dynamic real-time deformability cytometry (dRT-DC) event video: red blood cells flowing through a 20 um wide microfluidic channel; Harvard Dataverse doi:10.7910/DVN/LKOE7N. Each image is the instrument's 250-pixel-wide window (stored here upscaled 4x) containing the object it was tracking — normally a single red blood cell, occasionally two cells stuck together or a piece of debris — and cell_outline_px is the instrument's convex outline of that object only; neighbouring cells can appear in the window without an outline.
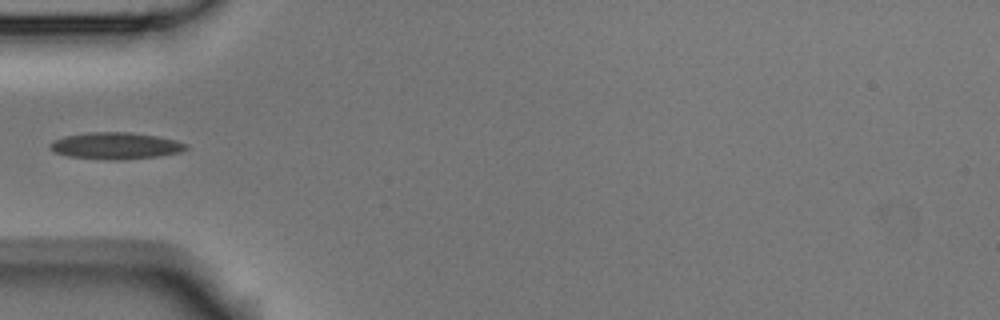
{"species": "Egyptian fruit bat (a non-hibernating species)", "species_latin": "Rousettus aegyptiacus", "temperature_condition": "room temperature", "stored_images_in_passage": 6, "camera_frame_rate_fps": 3000, "um_per_image_px": 0.085, "animal": {"sex": "male"}, "frame": {"image": 1, "passage_image": 5, "time_ms": 1.333, "image_size_px": [1000, 320], "cell_outline_px": [[188, 148], [180, 152], [160, 156], [120, 160], [108, 160], [68, 156], [52, 152], [48, 148], [48, 144], [64, 136], [92, 132], [132, 132], [156, 136], [176, 140], [188, 144]], "centroid_in_image_um": [9.83, 12.4], "position_along_channel_um": 75.2, "area_um2": 21.33}}
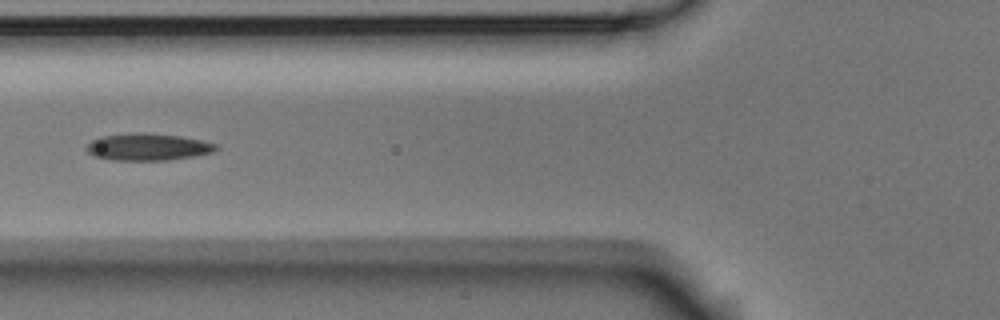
{"frame": {"image": 2, "passage_image": 6, "time_ms": 1.667, "image_size_px": [1000, 320], "cell_outline_px": [[220, 148], [212, 152], [192, 156], [168, 160], [108, 160], [92, 156], [84, 148], [92, 140], [100, 136], [136, 132], [144, 132], [180, 136], [200, 140], [216, 144]], "centroid_in_image_um": [12.51, 12.49], "position_along_channel_um": 113.3, "area_um2": 20.52}}